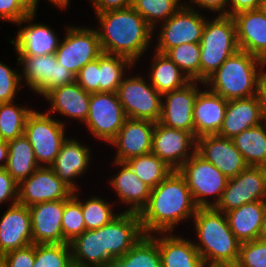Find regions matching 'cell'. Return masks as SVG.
<instances>
[{"instance_id": "1", "label": "cell", "mask_w": 266, "mask_h": 267, "mask_svg": "<svg viewBox=\"0 0 266 267\" xmlns=\"http://www.w3.org/2000/svg\"><path fill=\"white\" fill-rule=\"evenodd\" d=\"M197 209L186 179L178 170H173L151 189L148 204L139 213L143 233L170 232L174 224L191 214L194 216Z\"/></svg>"}, {"instance_id": "2", "label": "cell", "mask_w": 266, "mask_h": 267, "mask_svg": "<svg viewBox=\"0 0 266 267\" xmlns=\"http://www.w3.org/2000/svg\"><path fill=\"white\" fill-rule=\"evenodd\" d=\"M101 31L97 30L102 53L120 55L133 63L151 40L152 28L132 7L96 13Z\"/></svg>"}, {"instance_id": "3", "label": "cell", "mask_w": 266, "mask_h": 267, "mask_svg": "<svg viewBox=\"0 0 266 267\" xmlns=\"http://www.w3.org/2000/svg\"><path fill=\"white\" fill-rule=\"evenodd\" d=\"M214 207L198 208L193 216L202 246L194 244L205 265L235 266L241 242L231 231L225 213Z\"/></svg>"}, {"instance_id": "4", "label": "cell", "mask_w": 266, "mask_h": 267, "mask_svg": "<svg viewBox=\"0 0 266 267\" xmlns=\"http://www.w3.org/2000/svg\"><path fill=\"white\" fill-rule=\"evenodd\" d=\"M257 62L260 66L266 64L256 56L239 49L203 83L210 84L211 91L226 100L254 96L257 94L260 74L257 73Z\"/></svg>"}, {"instance_id": "5", "label": "cell", "mask_w": 266, "mask_h": 267, "mask_svg": "<svg viewBox=\"0 0 266 267\" xmlns=\"http://www.w3.org/2000/svg\"><path fill=\"white\" fill-rule=\"evenodd\" d=\"M239 50L232 16L218 15L205 23L200 42V82H204Z\"/></svg>"}, {"instance_id": "6", "label": "cell", "mask_w": 266, "mask_h": 267, "mask_svg": "<svg viewBox=\"0 0 266 267\" xmlns=\"http://www.w3.org/2000/svg\"><path fill=\"white\" fill-rule=\"evenodd\" d=\"M186 179L194 203L198 208L214 207L220 200L226 188L228 178L212 163L203 159L193 150L191 157L178 169ZM216 195L213 204L206 195Z\"/></svg>"}, {"instance_id": "7", "label": "cell", "mask_w": 266, "mask_h": 267, "mask_svg": "<svg viewBox=\"0 0 266 267\" xmlns=\"http://www.w3.org/2000/svg\"><path fill=\"white\" fill-rule=\"evenodd\" d=\"M49 114L32 111L25 123L24 136L33 147L38 164L45 162L50 167L67 138H64V124Z\"/></svg>"}, {"instance_id": "8", "label": "cell", "mask_w": 266, "mask_h": 267, "mask_svg": "<svg viewBox=\"0 0 266 267\" xmlns=\"http://www.w3.org/2000/svg\"><path fill=\"white\" fill-rule=\"evenodd\" d=\"M256 201H266V167L247 166L236 177L228 179L226 188L214 208L226 213Z\"/></svg>"}, {"instance_id": "9", "label": "cell", "mask_w": 266, "mask_h": 267, "mask_svg": "<svg viewBox=\"0 0 266 267\" xmlns=\"http://www.w3.org/2000/svg\"><path fill=\"white\" fill-rule=\"evenodd\" d=\"M117 94L127 118L159 122L162 95L141 77L123 78Z\"/></svg>"}, {"instance_id": "10", "label": "cell", "mask_w": 266, "mask_h": 267, "mask_svg": "<svg viewBox=\"0 0 266 267\" xmlns=\"http://www.w3.org/2000/svg\"><path fill=\"white\" fill-rule=\"evenodd\" d=\"M102 242V267L112 257L125 255L143 236L139 213L125 211L99 228Z\"/></svg>"}, {"instance_id": "11", "label": "cell", "mask_w": 266, "mask_h": 267, "mask_svg": "<svg viewBox=\"0 0 266 267\" xmlns=\"http://www.w3.org/2000/svg\"><path fill=\"white\" fill-rule=\"evenodd\" d=\"M126 119L117 92L91 93L85 123L95 137L111 142Z\"/></svg>"}, {"instance_id": "12", "label": "cell", "mask_w": 266, "mask_h": 267, "mask_svg": "<svg viewBox=\"0 0 266 267\" xmlns=\"http://www.w3.org/2000/svg\"><path fill=\"white\" fill-rule=\"evenodd\" d=\"M27 84L46 96L51 90L76 81V75L57 62L55 54L19 56Z\"/></svg>"}, {"instance_id": "13", "label": "cell", "mask_w": 266, "mask_h": 267, "mask_svg": "<svg viewBox=\"0 0 266 267\" xmlns=\"http://www.w3.org/2000/svg\"><path fill=\"white\" fill-rule=\"evenodd\" d=\"M102 54L97 30L68 28L64 42L59 44L57 62L77 75L82 67Z\"/></svg>"}, {"instance_id": "14", "label": "cell", "mask_w": 266, "mask_h": 267, "mask_svg": "<svg viewBox=\"0 0 266 267\" xmlns=\"http://www.w3.org/2000/svg\"><path fill=\"white\" fill-rule=\"evenodd\" d=\"M73 193L49 166H41L19 183L18 203L31 207L38 203L66 200Z\"/></svg>"}, {"instance_id": "15", "label": "cell", "mask_w": 266, "mask_h": 267, "mask_svg": "<svg viewBox=\"0 0 266 267\" xmlns=\"http://www.w3.org/2000/svg\"><path fill=\"white\" fill-rule=\"evenodd\" d=\"M181 8L164 21L157 44V51L165 53L168 49L184 43H200L206 20L190 7Z\"/></svg>"}, {"instance_id": "16", "label": "cell", "mask_w": 266, "mask_h": 267, "mask_svg": "<svg viewBox=\"0 0 266 267\" xmlns=\"http://www.w3.org/2000/svg\"><path fill=\"white\" fill-rule=\"evenodd\" d=\"M196 153L212 163L228 179L236 177L248 165L231 138L207 135L196 139Z\"/></svg>"}, {"instance_id": "17", "label": "cell", "mask_w": 266, "mask_h": 267, "mask_svg": "<svg viewBox=\"0 0 266 267\" xmlns=\"http://www.w3.org/2000/svg\"><path fill=\"white\" fill-rule=\"evenodd\" d=\"M191 144L196 149V138L192 133L155 123L151 152L173 170H178L191 157L187 153Z\"/></svg>"}, {"instance_id": "18", "label": "cell", "mask_w": 266, "mask_h": 267, "mask_svg": "<svg viewBox=\"0 0 266 267\" xmlns=\"http://www.w3.org/2000/svg\"><path fill=\"white\" fill-rule=\"evenodd\" d=\"M194 82L190 81L184 87L162 95L167 100L162 103L159 123L194 135L193 109L199 92Z\"/></svg>"}, {"instance_id": "19", "label": "cell", "mask_w": 266, "mask_h": 267, "mask_svg": "<svg viewBox=\"0 0 266 267\" xmlns=\"http://www.w3.org/2000/svg\"><path fill=\"white\" fill-rule=\"evenodd\" d=\"M155 123L150 120L127 118L116 137L110 142L118 148L115 161L151 153Z\"/></svg>"}, {"instance_id": "20", "label": "cell", "mask_w": 266, "mask_h": 267, "mask_svg": "<svg viewBox=\"0 0 266 267\" xmlns=\"http://www.w3.org/2000/svg\"><path fill=\"white\" fill-rule=\"evenodd\" d=\"M33 244L29 207L15 203L0 220V256Z\"/></svg>"}, {"instance_id": "21", "label": "cell", "mask_w": 266, "mask_h": 267, "mask_svg": "<svg viewBox=\"0 0 266 267\" xmlns=\"http://www.w3.org/2000/svg\"><path fill=\"white\" fill-rule=\"evenodd\" d=\"M64 200L38 203L29 207L33 244L67 243L63 239Z\"/></svg>"}, {"instance_id": "22", "label": "cell", "mask_w": 266, "mask_h": 267, "mask_svg": "<svg viewBox=\"0 0 266 267\" xmlns=\"http://www.w3.org/2000/svg\"><path fill=\"white\" fill-rule=\"evenodd\" d=\"M232 17L239 49L266 63V15L256 9L241 11Z\"/></svg>"}, {"instance_id": "23", "label": "cell", "mask_w": 266, "mask_h": 267, "mask_svg": "<svg viewBox=\"0 0 266 267\" xmlns=\"http://www.w3.org/2000/svg\"><path fill=\"white\" fill-rule=\"evenodd\" d=\"M227 102L228 100L212 91L198 92L193 109L196 139L219 133L224 121Z\"/></svg>"}, {"instance_id": "24", "label": "cell", "mask_w": 266, "mask_h": 267, "mask_svg": "<svg viewBox=\"0 0 266 267\" xmlns=\"http://www.w3.org/2000/svg\"><path fill=\"white\" fill-rule=\"evenodd\" d=\"M261 108L256 95L248 98L228 100L222 127L217 134L223 138H233L244 130L262 122Z\"/></svg>"}, {"instance_id": "25", "label": "cell", "mask_w": 266, "mask_h": 267, "mask_svg": "<svg viewBox=\"0 0 266 267\" xmlns=\"http://www.w3.org/2000/svg\"><path fill=\"white\" fill-rule=\"evenodd\" d=\"M266 201L247 203L225 213L228 225L241 242L260 238Z\"/></svg>"}, {"instance_id": "26", "label": "cell", "mask_w": 266, "mask_h": 267, "mask_svg": "<svg viewBox=\"0 0 266 267\" xmlns=\"http://www.w3.org/2000/svg\"><path fill=\"white\" fill-rule=\"evenodd\" d=\"M89 157V148L82 146L74 139L68 140L67 138L50 168L61 181L75 192L76 185L71 179L84 172L88 166Z\"/></svg>"}, {"instance_id": "27", "label": "cell", "mask_w": 266, "mask_h": 267, "mask_svg": "<svg viewBox=\"0 0 266 267\" xmlns=\"http://www.w3.org/2000/svg\"><path fill=\"white\" fill-rule=\"evenodd\" d=\"M45 97L52 104L51 112L59 111L60 114L85 122L91 93L86 92L76 81L51 90Z\"/></svg>"}, {"instance_id": "28", "label": "cell", "mask_w": 266, "mask_h": 267, "mask_svg": "<svg viewBox=\"0 0 266 267\" xmlns=\"http://www.w3.org/2000/svg\"><path fill=\"white\" fill-rule=\"evenodd\" d=\"M15 49L19 56H43L55 54L59 40L48 26L43 24H30L18 31Z\"/></svg>"}, {"instance_id": "29", "label": "cell", "mask_w": 266, "mask_h": 267, "mask_svg": "<svg viewBox=\"0 0 266 267\" xmlns=\"http://www.w3.org/2000/svg\"><path fill=\"white\" fill-rule=\"evenodd\" d=\"M162 267H203L204 261L194 243L180 237L157 238Z\"/></svg>"}, {"instance_id": "30", "label": "cell", "mask_w": 266, "mask_h": 267, "mask_svg": "<svg viewBox=\"0 0 266 267\" xmlns=\"http://www.w3.org/2000/svg\"><path fill=\"white\" fill-rule=\"evenodd\" d=\"M115 163L123 166L116 177L112 178L111 185L122 201L133 204L127 211L140 213L148 204L151 188L136 176L126 162L115 161Z\"/></svg>"}, {"instance_id": "31", "label": "cell", "mask_w": 266, "mask_h": 267, "mask_svg": "<svg viewBox=\"0 0 266 267\" xmlns=\"http://www.w3.org/2000/svg\"><path fill=\"white\" fill-rule=\"evenodd\" d=\"M104 267H162L157 238L144 235L125 255L110 258Z\"/></svg>"}, {"instance_id": "32", "label": "cell", "mask_w": 266, "mask_h": 267, "mask_svg": "<svg viewBox=\"0 0 266 267\" xmlns=\"http://www.w3.org/2000/svg\"><path fill=\"white\" fill-rule=\"evenodd\" d=\"M40 167L34 149L24 135L8 142V162L5 169L18 184Z\"/></svg>"}, {"instance_id": "33", "label": "cell", "mask_w": 266, "mask_h": 267, "mask_svg": "<svg viewBox=\"0 0 266 267\" xmlns=\"http://www.w3.org/2000/svg\"><path fill=\"white\" fill-rule=\"evenodd\" d=\"M232 140L248 166L266 167V130L262 124L242 131Z\"/></svg>"}, {"instance_id": "34", "label": "cell", "mask_w": 266, "mask_h": 267, "mask_svg": "<svg viewBox=\"0 0 266 267\" xmlns=\"http://www.w3.org/2000/svg\"><path fill=\"white\" fill-rule=\"evenodd\" d=\"M154 61L150 83L161 95L180 89L190 82L166 54L157 51Z\"/></svg>"}, {"instance_id": "35", "label": "cell", "mask_w": 266, "mask_h": 267, "mask_svg": "<svg viewBox=\"0 0 266 267\" xmlns=\"http://www.w3.org/2000/svg\"><path fill=\"white\" fill-rule=\"evenodd\" d=\"M69 244L72 262L84 267H102V242L99 228L84 231Z\"/></svg>"}, {"instance_id": "36", "label": "cell", "mask_w": 266, "mask_h": 267, "mask_svg": "<svg viewBox=\"0 0 266 267\" xmlns=\"http://www.w3.org/2000/svg\"><path fill=\"white\" fill-rule=\"evenodd\" d=\"M126 163L136 176L151 189L155 188L173 171L171 167L152 152L130 158Z\"/></svg>"}, {"instance_id": "37", "label": "cell", "mask_w": 266, "mask_h": 267, "mask_svg": "<svg viewBox=\"0 0 266 267\" xmlns=\"http://www.w3.org/2000/svg\"><path fill=\"white\" fill-rule=\"evenodd\" d=\"M32 112L16 107L12 102L0 103V138L9 142L24 135L25 123Z\"/></svg>"}, {"instance_id": "38", "label": "cell", "mask_w": 266, "mask_h": 267, "mask_svg": "<svg viewBox=\"0 0 266 267\" xmlns=\"http://www.w3.org/2000/svg\"><path fill=\"white\" fill-rule=\"evenodd\" d=\"M134 63L120 55H100V92H117L123 79V68Z\"/></svg>"}, {"instance_id": "39", "label": "cell", "mask_w": 266, "mask_h": 267, "mask_svg": "<svg viewBox=\"0 0 266 267\" xmlns=\"http://www.w3.org/2000/svg\"><path fill=\"white\" fill-rule=\"evenodd\" d=\"M166 54L190 81L200 82V43H184L168 49Z\"/></svg>"}, {"instance_id": "40", "label": "cell", "mask_w": 266, "mask_h": 267, "mask_svg": "<svg viewBox=\"0 0 266 267\" xmlns=\"http://www.w3.org/2000/svg\"><path fill=\"white\" fill-rule=\"evenodd\" d=\"M69 243L35 244L33 267H68L72 263Z\"/></svg>"}, {"instance_id": "41", "label": "cell", "mask_w": 266, "mask_h": 267, "mask_svg": "<svg viewBox=\"0 0 266 267\" xmlns=\"http://www.w3.org/2000/svg\"><path fill=\"white\" fill-rule=\"evenodd\" d=\"M179 0H133L132 8L136 10L153 29L157 19L168 20L180 8Z\"/></svg>"}, {"instance_id": "42", "label": "cell", "mask_w": 266, "mask_h": 267, "mask_svg": "<svg viewBox=\"0 0 266 267\" xmlns=\"http://www.w3.org/2000/svg\"><path fill=\"white\" fill-rule=\"evenodd\" d=\"M74 194L69 199L64 200L61 226L63 239L67 243H71L76 237L86 231L81 202Z\"/></svg>"}, {"instance_id": "43", "label": "cell", "mask_w": 266, "mask_h": 267, "mask_svg": "<svg viewBox=\"0 0 266 267\" xmlns=\"http://www.w3.org/2000/svg\"><path fill=\"white\" fill-rule=\"evenodd\" d=\"M86 230H96L108 224L117 215H113L110 204L100 198H92L81 203Z\"/></svg>"}, {"instance_id": "44", "label": "cell", "mask_w": 266, "mask_h": 267, "mask_svg": "<svg viewBox=\"0 0 266 267\" xmlns=\"http://www.w3.org/2000/svg\"><path fill=\"white\" fill-rule=\"evenodd\" d=\"M234 267H266V240L258 238L241 243Z\"/></svg>"}, {"instance_id": "45", "label": "cell", "mask_w": 266, "mask_h": 267, "mask_svg": "<svg viewBox=\"0 0 266 267\" xmlns=\"http://www.w3.org/2000/svg\"><path fill=\"white\" fill-rule=\"evenodd\" d=\"M33 12L22 0H0V18L7 21L21 22L31 21L34 18Z\"/></svg>"}, {"instance_id": "46", "label": "cell", "mask_w": 266, "mask_h": 267, "mask_svg": "<svg viewBox=\"0 0 266 267\" xmlns=\"http://www.w3.org/2000/svg\"><path fill=\"white\" fill-rule=\"evenodd\" d=\"M76 82L86 92H100V56L80 69L76 75Z\"/></svg>"}, {"instance_id": "47", "label": "cell", "mask_w": 266, "mask_h": 267, "mask_svg": "<svg viewBox=\"0 0 266 267\" xmlns=\"http://www.w3.org/2000/svg\"><path fill=\"white\" fill-rule=\"evenodd\" d=\"M21 78L15 70L0 62V103L13 101Z\"/></svg>"}, {"instance_id": "48", "label": "cell", "mask_w": 266, "mask_h": 267, "mask_svg": "<svg viewBox=\"0 0 266 267\" xmlns=\"http://www.w3.org/2000/svg\"><path fill=\"white\" fill-rule=\"evenodd\" d=\"M8 267H33L35 261V244L13 250L1 256Z\"/></svg>"}, {"instance_id": "49", "label": "cell", "mask_w": 266, "mask_h": 267, "mask_svg": "<svg viewBox=\"0 0 266 267\" xmlns=\"http://www.w3.org/2000/svg\"><path fill=\"white\" fill-rule=\"evenodd\" d=\"M19 184L6 169H0V203L13 197V204L18 202Z\"/></svg>"}, {"instance_id": "50", "label": "cell", "mask_w": 266, "mask_h": 267, "mask_svg": "<svg viewBox=\"0 0 266 267\" xmlns=\"http://www.w3.org/2000/svg\"><path fill=\"white\" fill-rule=\"evenodd\" d=\"M93 1L96 13L108 10L123 9L131 7L133 0H91Z\"/></svg>"}, {"instance_id": "51", "label": "cell", "mask_w": 266, "mask_h": 267, "mask_svg": "<svg viewBox=\"0 0 266 267\" xmlns=\"http://www.w3.org/2000/svg\"><path fill=\"white\" fill-rule=\"evenodd\" d=\"M232 10L226 11V16H233L238 12L256 10L259 8L260 0H229Z\"/></svg>"}, {"instance_id": "52", "label": "cell", "mask_w": 266, "mask_h": 267, "mask_svg": "<svg viewBox=\"0 0 266 267\" xmlns=\"http://www.w3.org/2000/svg\"><path fill=\"white\" fill-rule=\"evenodd\" d=\"M261 108L262 119L266 120V73H260L256 94Z\"/></svg>"}, {"instance_id": "53", "label": "cell", "mask_w": 266, "mask_h": 267, "mask_svg": "<svg viewBox=\"0 0 266 267\" xmlns=\"http://www.w3.org/2000/svg\"><path fill=\"white\" fill-rule=\"evenodd\" d=\"M192 2H195V4L200 5L203 8H208L209 10L213 11H222L219 15H226V11H224V7L226 6L227 2L229 0H190Z\"/></svg>"}, {"instance_id": "54", "label": "cell", "mask_w": 266, "mask_h": 267, "mask_svg": "<svg viewBox=\"0 0 266 267\" xmlns=\"http://www.w3.org/2000/svg\"><path fill=\"white\" fill-rule=\"evenodd\" d=\"M3 159L5 162L0 165V169H5L8 162V142L0 138V161Z\"/></svg>"}, {"instance_id": "55", "label": "cell", "mask_w": 266, "mask_h": 267, "mask_svg": "<svg viewBox=\"0 0 266 267\" xmlns=\"http://www.w3.org/2000/svg\"><path fill=\"white\" fill-rule=\"evenodd\" d=\"M37 0H35V10H36V4H37ZM49 2L54 3L55 5L65 8L69 2V0H49Z\"/></svg>"}, {"instance_id": "56", "label": "cell", "mask_w": 266, "mask_h": 267, "mask_svg": "<svg viewBox=\"0 0 266 267\" xmlns=\"http://www.w3.org/2000/svg\"><path fill=\"white\" fill-rule=\"evenodd\" d=\"M260 238L266 240V209L263 216L262 229L260 232Z\"/></svg>"}, {"instance_id": "57", "label": "cell", "mask_w": 266, "mask_h": 267, "mask_svg": "<svg viewBox=\"0 0 266 267\" xmlns=\"http://www.w3.org/2000/svg\"><path fill=\"white\" fill-rule=\"evenodd\" d=\"M33 12H35V0H22Z\"/></svg>"}, {"instance_id": "58", "label": "cell", "mask_w": 266, "mask_h": 267, "mask_svg": "<svg viewBox=\"0 0 266 267\" xmlns=\"http://www.w3.org/2000/svg\"><path fill=\"white\" fill-rule=\"evenodd\" d=\"M258 9L266 15V0H260Z\"/></svg>"}, {"instance_id": "59", "label": "cell", "mask_w": 266, "mask_h": 267, "mask_svg": "<svg viewBox=\"0 0 266 267\" xmlns=\"http://www.w3.org/2000/svg\"><path fill=\"white\" fill-rule=\"evenodd\" d=\"M0 267H8L7 263L1 256H0Z\"/></svg>"}, {"instance_id": "60", "label": "cell", "mask_w": 266, "mask_h": 267, "mask_svg": "<svg viewBox=\"0 0 266 267\" xmlns=\"http://www.w3.org/2000/svg\"><path fill=\"white\" fill-rule=\"evenodd\" d=\"M68 267H84V266L72 262Z\"/></svg>"}, {"instance_id": "61", "label": "cell", "mask_w": 266, "mask_h": 267, "mask_svg": "<svg viewBox=\"0 0 266 267\" xmlns=\"http://www.w3.org/2000/svg\"><path fill=\"white\" fill-rule=\"evenodd\" d=\"M203 267H205V264H204V266H203ZM209 267H234V266L210 265V264H209Z\"/></svg>"}]
</instances>
